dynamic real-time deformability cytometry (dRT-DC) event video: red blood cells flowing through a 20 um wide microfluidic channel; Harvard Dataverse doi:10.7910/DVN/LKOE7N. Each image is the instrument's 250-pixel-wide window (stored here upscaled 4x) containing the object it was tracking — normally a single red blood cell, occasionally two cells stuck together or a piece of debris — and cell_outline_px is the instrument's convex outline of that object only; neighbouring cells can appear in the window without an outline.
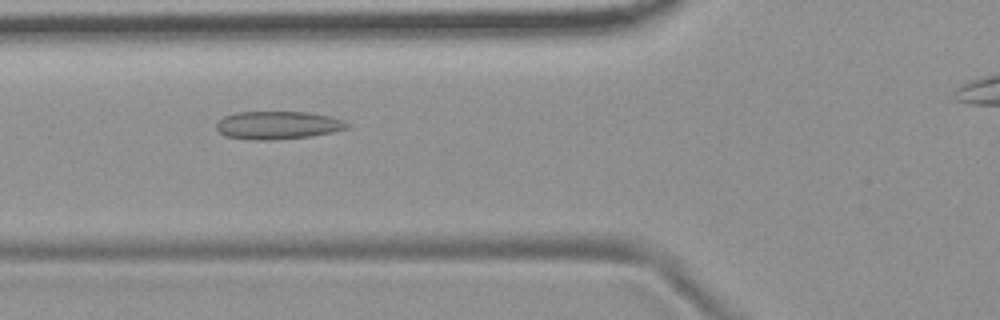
{"species": "common noctule bat (a hibernating species)", "species_latin": "Nyctalus noctula", "temperature_condition": "room temperature", "stored_images_in_passage": 45, "camera_frame_rate_fps": 3000, "um_per_image_px": 0.085, "animal": {"sex": "female", "body_mass_g": 19.9}, "frame": {"image": 1, "passage_image": 16, "time_ms": 5.0, "image_size_px": [1000, 320], "cell_outline_px": [[348, 128], [332, 132], [312, 136], [272, 140], [248, 140], [224, 136], [216, 128], [216, 124], [224, 116], [236, 112], [308, 112], [328, 116], [344, 120], [348, 124]], "centroid_in_image_um": [23.59, 10.65], "position_along_channel_um": 102.2, "area_um2": 21.39}}
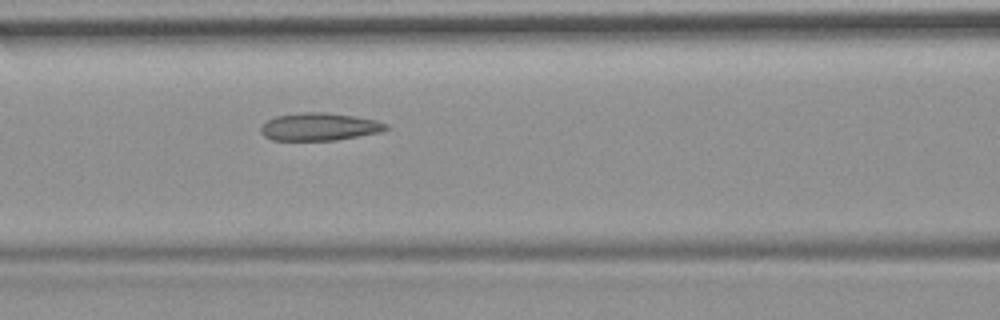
{"frame": {"image": 2, "passage_image": 19, "time_ms": 6.0, "image_size_px": [1000, 320], "cell_outline_px": [[388, 128], [380, 132], [336, 140], [272, 140], [264, 136], [260, 132], [260, 128], [268, 120], [276, 116], [300, 112], [324, 112], [356, 116], [376, 120], [388, 124]], "centroid_in_image_um": [27.14, 10.77], "position_along_channel_um": 139.5, "area_um2": 20.17}}
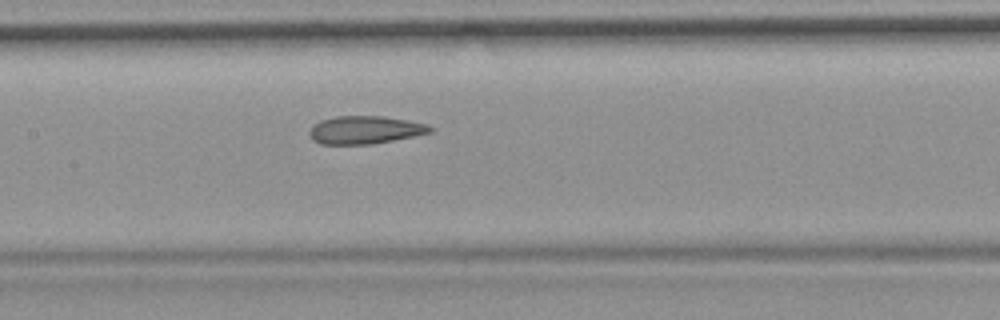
{"frame": {"image": 3, "passage_image": 22, "time_ms": 7.0, "image_size_px": [1000, 320], "cell_outline_px": [[436, 128], [432, 132], [372, 144], [320, 144], [312, 140], [308, 132], [312, 124], [320, 120], [336, 116], [384, 116], [408, 120], [428, 124]], "centroid_in_image_um": [31.01, 11.03], "position_along_channel_um": 176.4, "area_um2": 19.83}}